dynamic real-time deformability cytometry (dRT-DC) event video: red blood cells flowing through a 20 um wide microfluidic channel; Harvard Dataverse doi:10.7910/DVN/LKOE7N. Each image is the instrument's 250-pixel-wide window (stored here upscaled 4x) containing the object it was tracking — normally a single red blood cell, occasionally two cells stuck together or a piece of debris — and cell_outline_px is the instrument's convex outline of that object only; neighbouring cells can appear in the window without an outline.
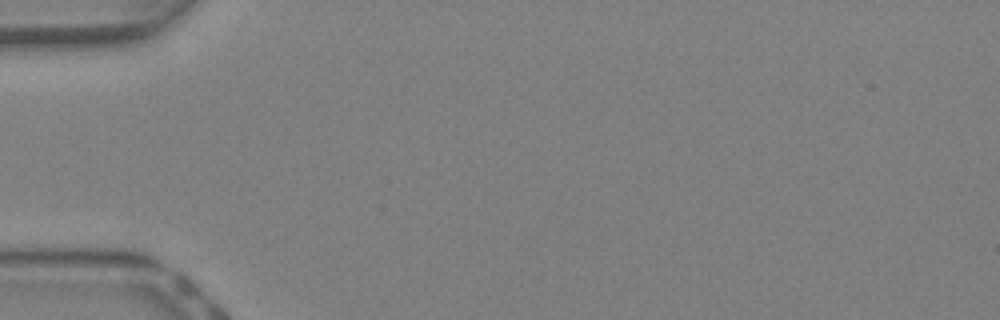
{"species": "Egyptian fruit bat (a non-hibernating species)", "species_latin": "Rousettus aegyptiacus", "temperature_condition": "warm", "stored_images_in_passage": 2, "camera_frame_rate_fps": 3000, "um_per_image_px": 0.085, "animal": {"sex": "female"}, "frame": {"image": 1, "passage_image": 1, "time_ms": 0.0, "image_size_px": [1000, 320], "cell_outline_px": [[176, 292], [164, 304], [156, 304], [144, 300], [112, 288], [112, 268], [120, 264], [144, 268], [176, 288]], "centroid_in_image_um": [12.03, 24.15], "position_along_channel_um": 73.0, "area_um2": 11.79}}